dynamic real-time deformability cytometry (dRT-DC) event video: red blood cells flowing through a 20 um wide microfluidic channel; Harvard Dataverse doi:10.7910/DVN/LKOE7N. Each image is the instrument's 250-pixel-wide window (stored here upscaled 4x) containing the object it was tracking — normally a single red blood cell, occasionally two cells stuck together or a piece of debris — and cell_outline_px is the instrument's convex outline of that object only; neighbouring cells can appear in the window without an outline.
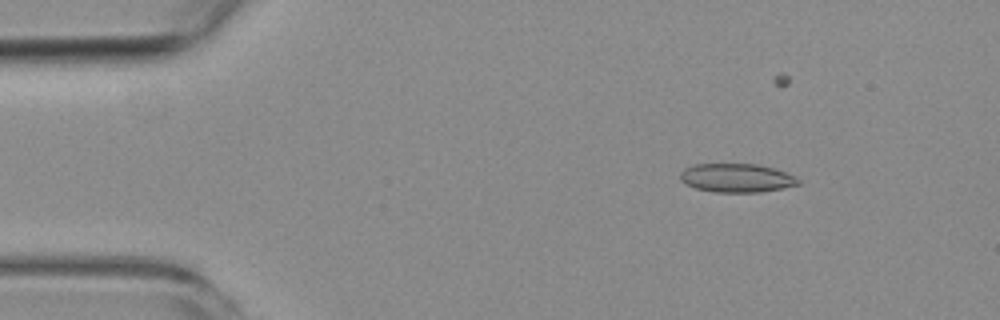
{"species": "common noctule bat (a hibernating species)", "species_latin": "Nyctalus noctula", "temperature_condition": "room temperature", "stored_images_in_passage": 4, "camera_frame_rate_fps": 3000, "um_per_image_px": 0.085, "animal": {"sex": "female", "body_mass_g": 19.3, "forearm_length_mm": 54.1}, "frame": {"image": 1, "passage_image": 2, "time_ms": 1.0, "image_size_px": [1000, 320], "cell_outline_px": [[800, 184], [760, 192], [716, 192], [696, 188], [684, 184], [680, 180], [680, 172], [684, 168], [692, 164], [756, 164], [776, 168], [796, 176], [800, 180]], "centroid_in_image_um": [62.6, 15.11], "position_along_channel_um": 22.4, "area_um2": 19.88}}